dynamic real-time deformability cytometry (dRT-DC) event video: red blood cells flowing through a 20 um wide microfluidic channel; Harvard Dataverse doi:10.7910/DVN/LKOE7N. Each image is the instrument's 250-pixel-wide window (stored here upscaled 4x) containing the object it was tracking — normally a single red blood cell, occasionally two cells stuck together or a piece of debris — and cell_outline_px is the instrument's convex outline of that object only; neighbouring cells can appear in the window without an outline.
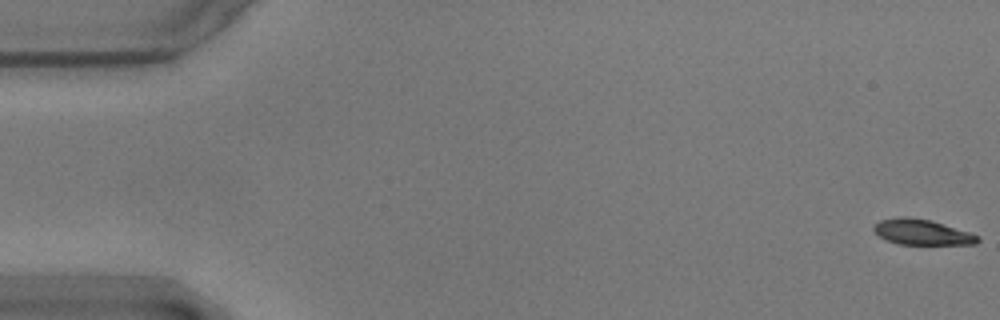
{"species": "common noctule bat (a hibernating species)", "species_latin": "Nyctalus noctula", "temperature_condition": "warm", "stored_images_in_passage": 13, "camera_frame_rate_fps": 3000, "um_per_image_px": 0.085, "animal": {"sex": "male", "body_mass_g": 17.9}, "frame": {"image": 1, "passage_image": 1, "time_ms": 0.0, "image_size_px": [1000, 320], "cell_outline_px": [[980, 240], [976, 244], [896, 244], [884, 240], [872, 228], [880, 220], [900, 216], [908, 216], [928, 220], [968, 232], [980, 236]], "centroid_in_image_um": [78.33, 19.74], "position_along_channel_um": 6.7, "area_um2": 15.26}}